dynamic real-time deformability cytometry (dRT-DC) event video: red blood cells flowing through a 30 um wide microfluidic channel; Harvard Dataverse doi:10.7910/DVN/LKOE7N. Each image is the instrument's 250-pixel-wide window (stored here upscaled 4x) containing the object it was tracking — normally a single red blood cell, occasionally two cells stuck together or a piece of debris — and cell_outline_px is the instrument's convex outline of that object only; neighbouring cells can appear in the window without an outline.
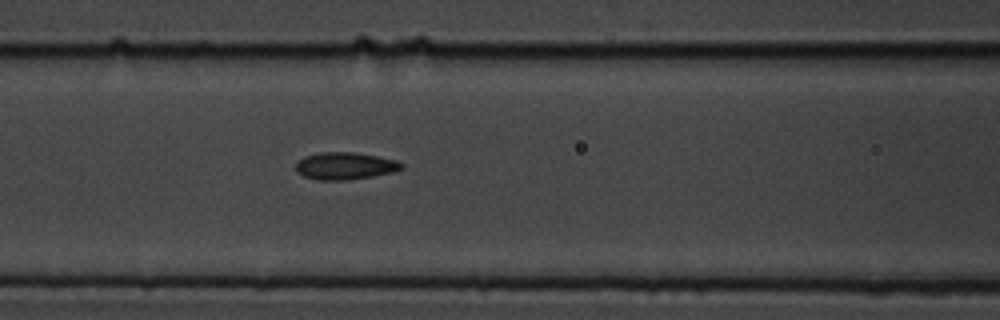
{"species": "common noctule bat (a hibernating species)", "species_latin": "Nyctalus noctula", "temperature_condition": "cold", "stored_images_in_passage": 4, "camera_frame_rate_fps": 3000, "um_per_image_px": 0.085, "animal": {"sex": "male", "body_mass_g": 19.5, "forearm_length_mm": 54.6}, "frame": {"image": 1, "passage_image": 4, "time_ms": 1.0, "image_size_px": [1000, 320], "cell_outline_px": [[404, 168], [392, 172], [372, 176], [348, 180], [316, 180], [304, 176], [296, 172], [296, 164], [304, 156], [320, 152], [352, 152], [376, 156], [396, 160], [404, 164]], "centroid_in_image_um": [29.32, 14.1], "position_along_channel_um": 137.3, "area_um2": 16.76}}